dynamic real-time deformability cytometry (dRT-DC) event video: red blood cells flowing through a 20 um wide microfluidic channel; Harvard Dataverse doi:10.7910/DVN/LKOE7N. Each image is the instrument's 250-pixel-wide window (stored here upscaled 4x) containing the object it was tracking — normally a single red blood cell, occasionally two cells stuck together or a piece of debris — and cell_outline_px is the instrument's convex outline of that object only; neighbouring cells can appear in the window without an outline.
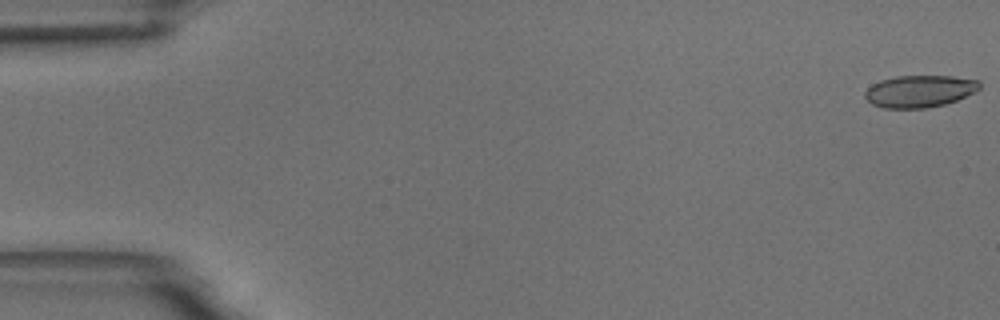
{"species": "common noctule bat (a hibernating species)", "species_latin": "Nyctalus noctula", "temperature_condition": "room temperature", "stored_images_in_passage": 56, "camera_frame_rate_fps": 3000, "um_per_image_px": 0.085, "animal": {"sex": "male", "body_mass_g": 18.8}, "frame": {"image": 1, "passage_image": 1, "time_ms": 0.0, "image_size_px": [1000, 320], "cell_outline_px": [[980, 88], [976, 92], [956, 100], [944, 104], [928, 108], [884, 108], [872, 104], [864, 96], [864, 92], [872, 84], [880, 80], [896, 76], [952, 76], [980, 80]], "centroid_in_image_um": [78.17, 7.75], "position_along_channel_um": 6.8, "area_um2": 21.5}}
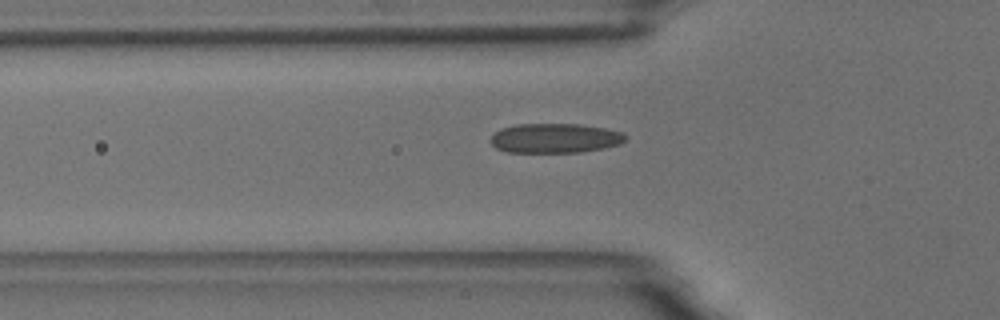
{"frame": {"image": 2, "passage_image": 19, "time_ms": 6.0, "image_size_px": [1000, 320], "cell_outline_px": [[628, 136], [620, 144], [604, 148], [580, 152], [508, 152], [496, 148], [488, 140], [500, 128], [516, 124], [580, 124], [604, 128], [620, 132]], "centroid_in_image_um": [47.15, 11.74], "position_along_channel_um": 78.7, "area_um2": 23.24}}
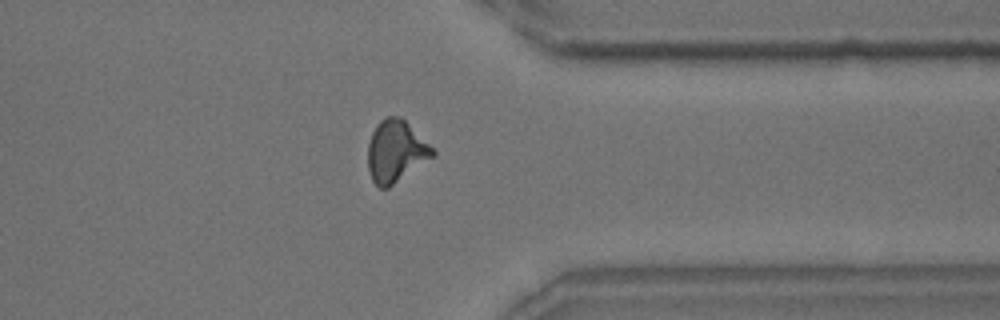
{"frame": {"image": 3, "passage_image": 44, "time_ms": 14.333, "image_size_px": [1000, 320], "cell_outline_px": [[436, 156], [388, 188], [380, 188], [372, 180], [368, 172], [368, 144], [372, 132], [376, 124], [384, 116], [400, 116], [436, 152]], "centroid_in_image_um": [33.62, 12.87], "position_along_channel_um": 377.8, "area_um2": 23.35}, "authors_computed_cell_mechanics": {"area_um2": 22.1085, "velocity_mm_per_s": 3.6471, "shape_relaxation_time_tau1_ms": 6.7559, "shape_relaxation_time_tau2_ms": 1.432, "deformation_change_tau1": 0.1758, "deformation_change_tau2": 0.0902}}